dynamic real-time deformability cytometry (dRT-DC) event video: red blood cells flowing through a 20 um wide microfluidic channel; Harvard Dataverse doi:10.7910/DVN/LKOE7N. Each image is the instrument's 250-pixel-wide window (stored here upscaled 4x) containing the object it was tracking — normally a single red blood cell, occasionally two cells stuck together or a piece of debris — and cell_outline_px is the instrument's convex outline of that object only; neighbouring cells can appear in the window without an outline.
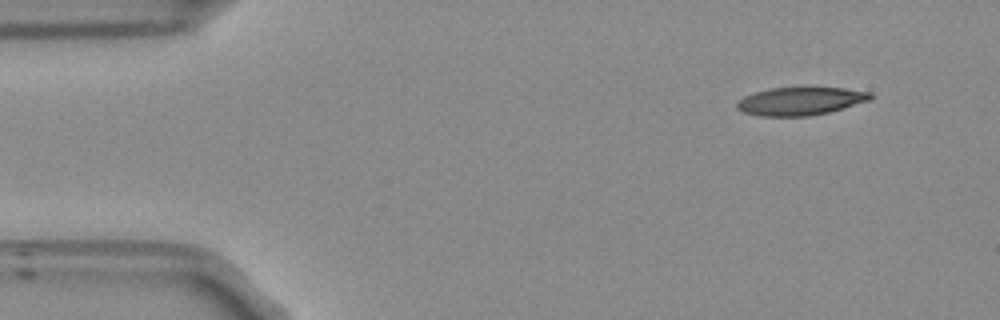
{"species": "Egyptian fruit bat (a non-hibernating species)", "species_latin": "Rousettus aegyptiacus", "temperature_condition": "room temperature", "stored_images_in_passage": 49, "camera_frame_rate_fps": 3000, "um_per_image_px": 0.085, "frame": {"image": 1, "passage_image": 1, "time_ms": 0.0, "image_size_px": [1000, 320], "cell_outline_px": [[876, 96], [868, 100], [828, 112], [812, 116], [760, 116], [744, 112], [736, 108], [736, 104], [744, 96], [768, 88], [808, 84], [844, 88], [872, 92]], "centroid_in_image_um": [68.06, 8.54], "position_along_channel_um": 16.9, "area_um2": 22.72}}
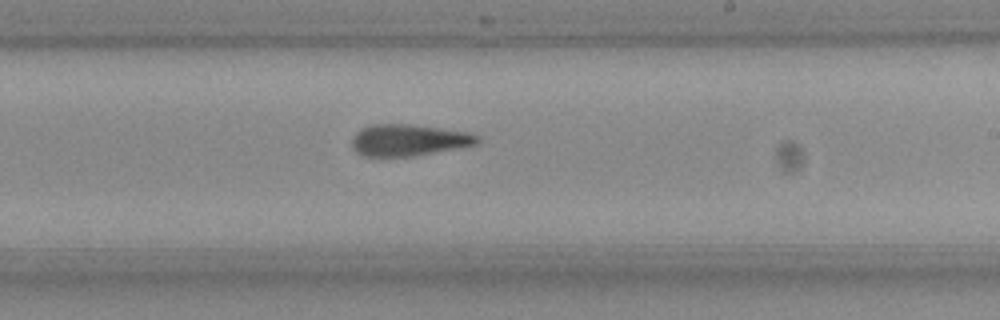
{"frame": {"image": 2, "passage_image": 27, "time_ms": 8.667, "image_size_px": [1000, 320], "cell_outline_px": [[480, 140], [476, 144], [412, 156], [364, 156], [356, 152], [352, 148], [352, 136], [360, 128], [372, 124], [412, 124], [468, 132], [480, 136]], "centroid_in_image_um": [34.69, 11.89], "position_along_channel_um": 254.3, "area_um2": 23.0}}
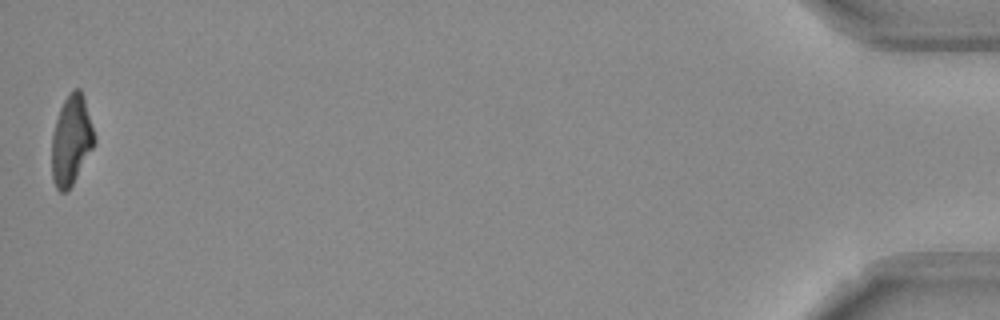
{"frame": {"image": 3, "passage_image": 49, "time_ms": 16.0, "image_size_px": [1000, 320], "cell_outline_px": [[96, 144], [68, 192], [60, 192], [56, 188], [52, 180], [52, 136], [56, 120], [60, 108], [64, 100], [72, 88], [80, 88], [84, 96], [96, 136]], "centroid_in_image_um": [6.08, 11.92], "position_along_channel_um": 429.1, "area_um2": 22.66}, "authors_computed_cell_mechanics": {"area_um2": 23.5824, "velocity_mm_per_s": 3.7591, "shape_relaxation_time_tau1_ms": null, "shape_relaxation_time_tau2_ms": 6.3332, "deformation_change_tau1": null, "deformation_change_tau2": 0.1825}}